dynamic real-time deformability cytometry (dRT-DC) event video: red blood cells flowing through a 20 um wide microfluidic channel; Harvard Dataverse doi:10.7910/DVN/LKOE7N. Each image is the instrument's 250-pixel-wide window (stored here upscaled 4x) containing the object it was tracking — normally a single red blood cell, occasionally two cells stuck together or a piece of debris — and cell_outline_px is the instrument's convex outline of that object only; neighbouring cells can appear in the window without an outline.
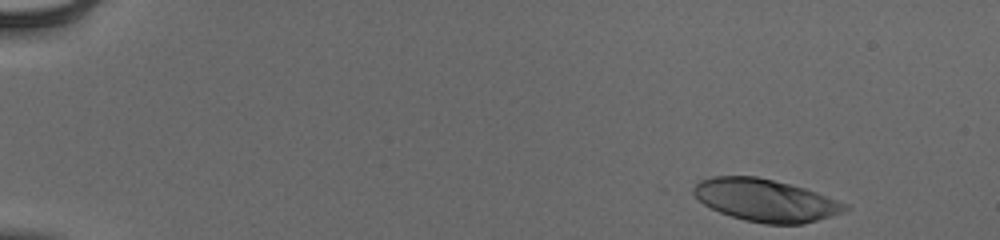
{"species": "human", "species_latin": "Homo sapiens", "temperature_condition": "cold", "stored_images_in_passage": 49, "camera_frame_rate_fps": 3000, "um_per_image_px": 0.085, "donor": {"sex": "male"}, "frame": {"image": 1, "passage_image": 1, "time_ms": 0.0, "image_size_px": [1000, 240], "cell_outline_px": [[848, 208], [844, 212], [832, 216], [804, 224], [764, 224], [744, 220], [720, 212], [704, 204], [692, 192], [692, 188], [700, 180], [712, 176], [756, 176], [804, 188], [816, 192], [848, 204]], "centroid_in_image_um": [65.08, 17.03], "position_along_channel_um": 19.9, "area_um2": 37.22}}
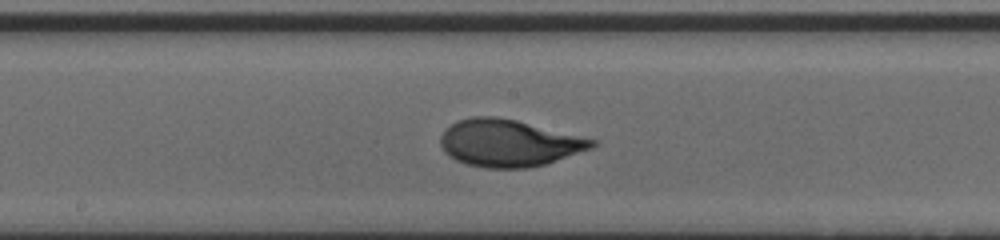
{"frame": {"image": 2, "passage_image": 26, "time_ms": 8.333, "image_size_px": [1000, 240], "cell_outline_px": [[596, 144], [592, 148], [544, 164], [528, 168], [484, 168], [464, 164], [448, 156], [444, 152], [440, 144], [440, 136], [456, 120], [472, 116], [496, 116], [516, 120], [596, 140]], "centroid_in_image_um": [43.19, 12.16], "position_along_channel_um": 205.0, "area_um2": 41.38}}
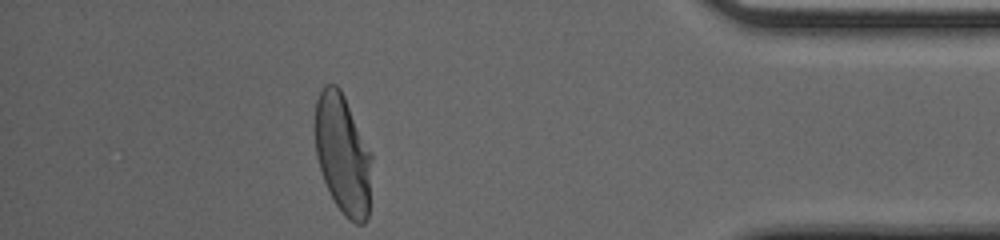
{"frame": {"image": 3, "passage_image": 44, "time_ms": 14.333, "image_size_px": [1000, 240], "cell_outline_px": [[372, 160], [368, 216], [364, 224], [356, 224], [348, 220], [344, 216], [336, 204], [324, 180], [316, 156], [316, 100], [324, 84], [336, 84], [340, 88], [344, 96], [372, 156]], "centroid_in_image_um": [29.15, 13.14], "position_along_channel_um": 406.1, "area_um2": 39.13}, "authors_computed_cell_mechanics": {"area_um2": 40.0554, "velocity_mm_per_s": 3.9212, "shape_relaxation_time_tau1_ms": 3.3738, "shape_relaxation_time_tau2_ms": null, "deformation_change_tau1": 0.2024, "deformation_change_tau2": null}}